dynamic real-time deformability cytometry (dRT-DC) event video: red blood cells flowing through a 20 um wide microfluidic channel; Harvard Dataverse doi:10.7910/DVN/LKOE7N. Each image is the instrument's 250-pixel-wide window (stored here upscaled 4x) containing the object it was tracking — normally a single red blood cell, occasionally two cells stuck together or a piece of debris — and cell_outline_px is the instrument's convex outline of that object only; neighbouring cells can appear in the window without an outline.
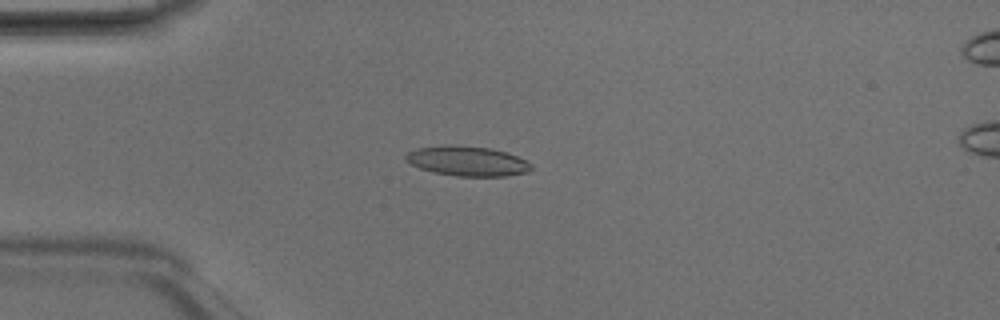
{"species": "Egyptian fruit bat (a non-hibernating species)", "species_latin": "Rousettus aegyptiacus", "temperature_condition": "room temperature", "stored_images_in_passage": 48, "camera_frame_rate_fps": 3000, "um_per_image_px": 0.085, "animal": {"sex": "male"}, "frame": {"image": 1, "passage_image": 12, "time_ms": 3.667, "image_size_px": [1000, 320], "cell_outline_px": [[532, 168], [528, 172], [504, 176], [456, 176], [432, 172], [420, 168], [412, 164], [404, 156], [408, 152], [416, 148], [448, 144], [456, 144], [492, 148], [508, 152], [532, 164]], "centroid_in_image_um": [39.73, 13.67], "position_along_channel_um": 45.3, "area_um2": 21.96}}
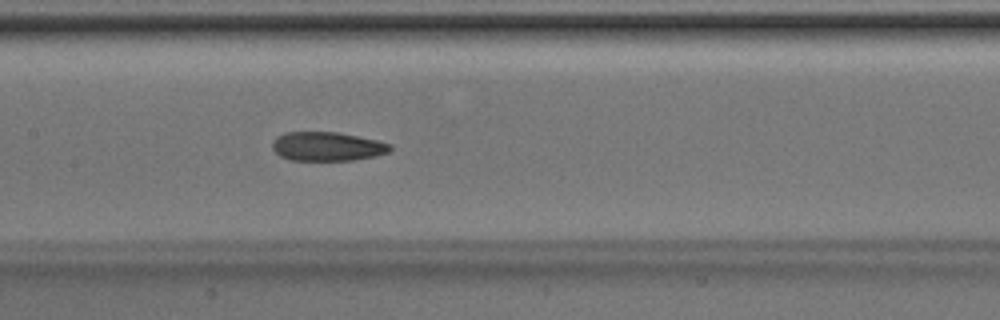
{"frame": {"image": 2, "passage_image": 23, "time_ms": 7.333, "image_size_px": [1000, 320], "cell_outline_px": [[392, 148], [388, 152], [376, 156], [356, 160], [288, 160], [280, 156], [272, 148], [272, 140], [276, 136], [284, 132], [340, 132], [376, 140], [392, 144]], "centroid_in_image_um": [27.8, 12.44], "position_along_channel_um": 179.6, "area_um2": 20.11}}
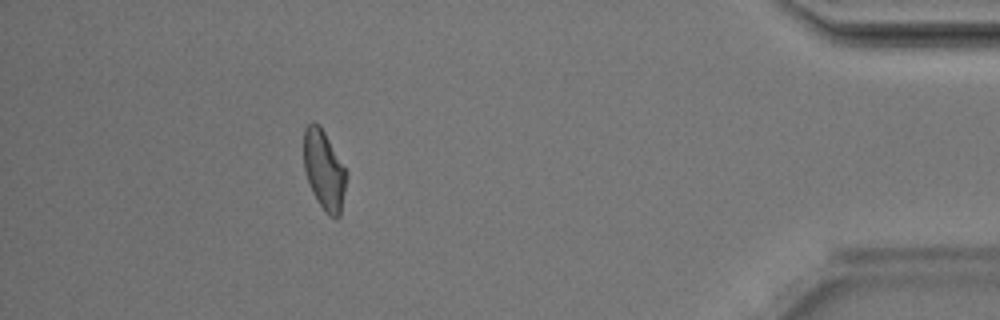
{"frame": {"image": 3, "passage_image": 43, "time_ms": 14.0, "image_size_px": [1000, 320], "cell_outline_px": [[348, 172], [340, 216], [336, 220], [328, 216], [312, 192], [304, 168], [304, 128], [312, 120], [320, 124]], "centroid_in_image_um": [27.56, 14.44], "position_along_channel_um": 407.6, "area_um2": 19.94}, "authors_computed_cell_mechanics": {"area_um2": 20.6924, "velocity_mm_per_s": 4.1831, "shape_relaxation_time_tau1_ms": 10.8614, "shape_relaxation_time_tau2_ms": 2.8139, "deformation_change_tau1": 0.2333, "deformation_change_tau2": 0.0951}}